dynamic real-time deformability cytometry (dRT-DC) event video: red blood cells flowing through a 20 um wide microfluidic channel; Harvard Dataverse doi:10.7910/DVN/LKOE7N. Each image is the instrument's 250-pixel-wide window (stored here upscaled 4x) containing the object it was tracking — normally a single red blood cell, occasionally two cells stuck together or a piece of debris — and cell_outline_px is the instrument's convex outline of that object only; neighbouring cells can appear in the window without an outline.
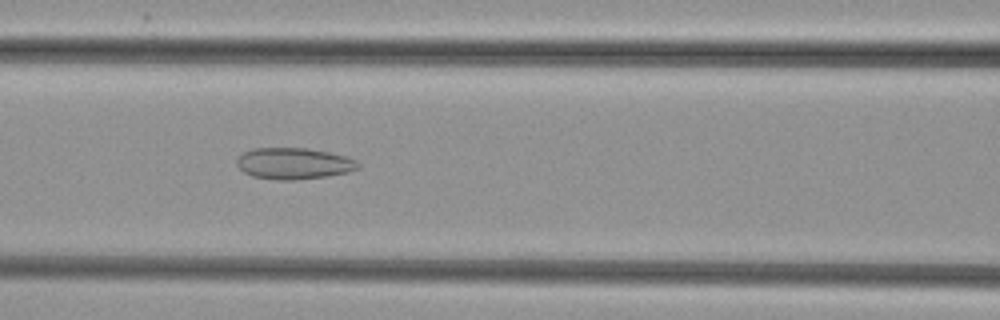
{"species": "common noctule bat (a hibernating species)", "species_latin": "Nyctalus noctula", "temperature_condition": "cold", "stored_images_in_passage": 40, "camera_frame_rate_fps": 3000, "um_per_image_px": 0.085, "animal": {"sex": "female", "body_mass_g": 29.2, "forearm_length_mm": 56.3}, "frame": {"image": 1, "passage_image": 11, "time_ms": 3.333, "image_size_px": [1000, 320], "cell_outline_px": [[360, 168], [348, 172], [328, 176], [296, 180], [280, 180], [252, 176], [244, 172], [236, 164], [236, 160], [244, 152], [252, 148], [308, 148], [328, 152], [344, 156], [356, 160], [360, 164]], "centroid_in_image_um": [24.98, 13.9], "position_along_channel_um": 141.6, "area_um2": 22.2}}
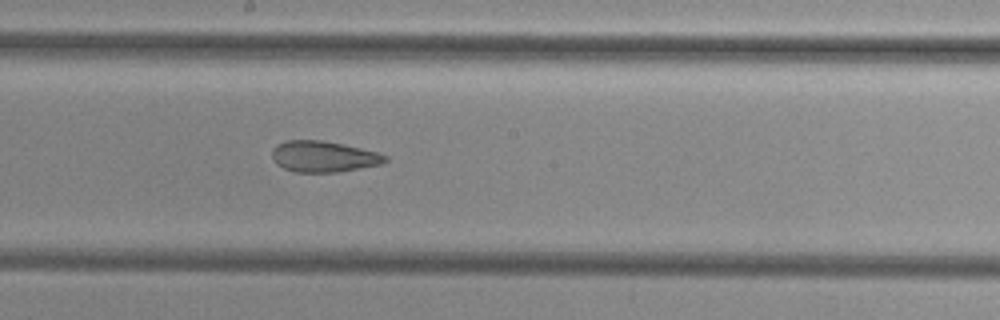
{"frame": {"image": 2, "passage_image": 17, "time_ms": 5.333, "image_size_px": [1000, 320], "cell_outline_px": [[388, 160], [380, 164], [340, 172], [296, 172], [284, 168], [276, 164], [272, 156], [272, 152], [276, 144], [284, 140], [320, 140], [344, 144], [380, 152], [388, 156]], "centroid_in_image_um": [27.52, 13.3], "position_along_channel_um": 220.7, "area_um2": 20.63}}
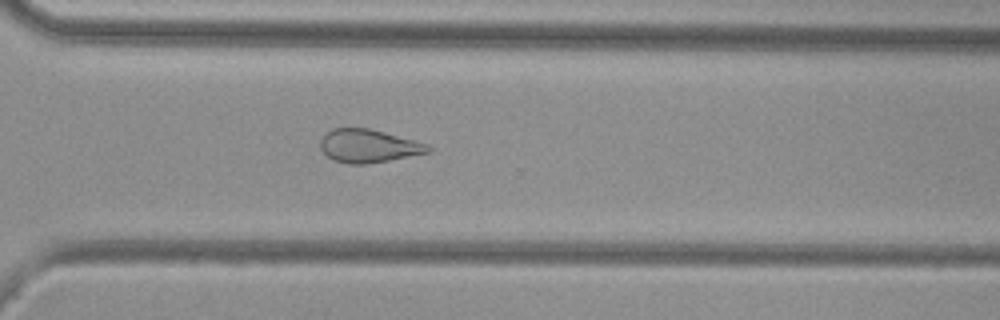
{"frame": {"image": 3, "passage_image": 26, "time_ms": 8.333, "image_size_px": [1000, 320], "cell_outline_px": [[432, 152], [388, 160], [364, 164], [348, 164], [332, 160], [320, 148], [320, 140], [332, 128], [368, 128], [384, 132], [428, 144], [432, 148]], "centroid_in_image_um": [31.32, 12.41], "position_along_channel_um": 339.3, "area_um2": 20.69}}